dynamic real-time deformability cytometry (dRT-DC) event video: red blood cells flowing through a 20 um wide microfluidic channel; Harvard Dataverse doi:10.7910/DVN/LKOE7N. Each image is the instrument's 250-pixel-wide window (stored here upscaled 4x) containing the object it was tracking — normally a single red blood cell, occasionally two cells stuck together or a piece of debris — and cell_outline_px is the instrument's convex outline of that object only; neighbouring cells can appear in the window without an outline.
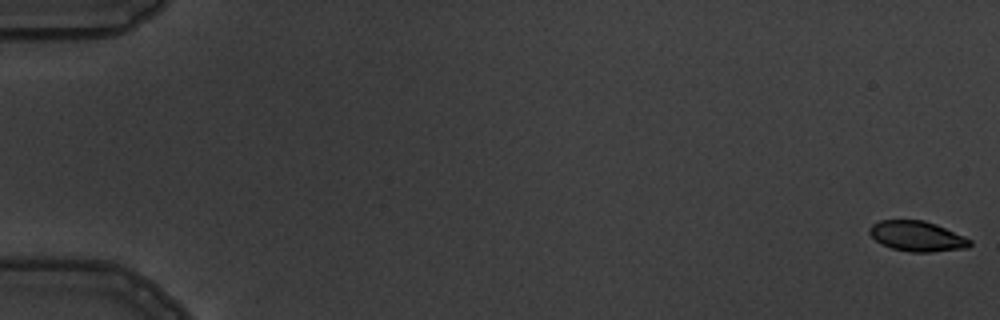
{"species": "common noctule bat (a hibernating species)", "species_latin": "Nyctalus noctula", "temperature_condition": "warm", "stored_images_in_passage": 7, "segment_of_instrument_passage": [1, 2], "camera_frame_rate_fps": 3000, "um_per_image_px": 0.085, "animal": {"sex": "male", "body_mass_g": 19.5, "forearm_length_mm": 54.6}, "frame": {"image": 1, "passage_image": 1, "time_ms": 0.0, "image_size_px": [1000, 320], "cell_outline_px": [[972, 244], [968, 248], [932, 252], [912, 252], [892, 248], [880, 244], [868, 232], [868, 228], [872, 224], [880, 220], [924, 220], [936, 224], [964, 236], [972, 240]], "centroid_in_image_um": [77.96, 20.08], "position_along_channel_um": 7.0, "area_um2": 17.8}}
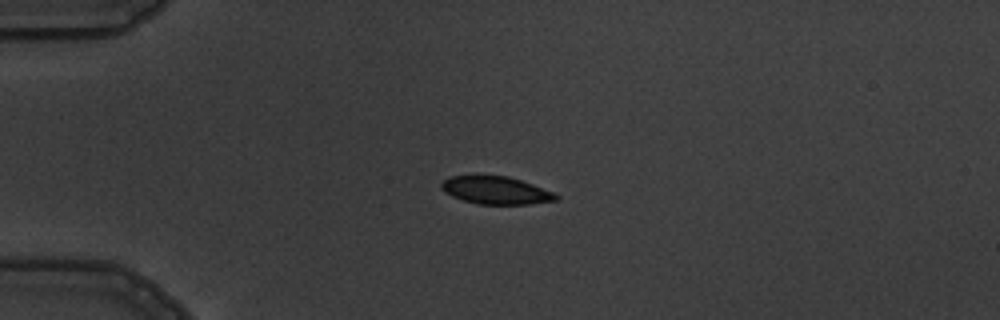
{"frame": {"image": 2, "passage_image": 5, "time_ms": 4.667, "image_size_px": [1000, 320], "cell_outline_px": [[560, 200], [528, 204], [480, 204], [464, 200], [452, 196], [444, 192], [440, 188], [440, 184], [448, 176], [476, 172], [508, 176], [532, 184], [552, 192], [560, 196]], "centroid_in_image_um": [42.08, 16.12], "position_along_channel_um": 42.9, "area_um2": 19.25}}